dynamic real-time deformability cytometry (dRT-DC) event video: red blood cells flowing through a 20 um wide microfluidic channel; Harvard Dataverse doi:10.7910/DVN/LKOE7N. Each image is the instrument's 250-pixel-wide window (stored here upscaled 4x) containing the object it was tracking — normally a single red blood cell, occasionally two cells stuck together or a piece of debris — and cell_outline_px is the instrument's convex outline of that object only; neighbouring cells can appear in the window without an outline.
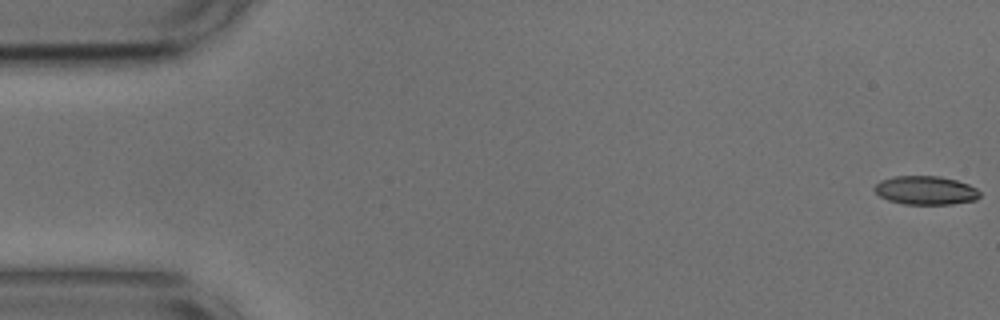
{"species": "common noctule bat (a hibernating species)", "species_latin": "Nyctalus noctula", "temperature_condition": "cold", "stored_images_in_passage": 54, "camera_frame_rate_fps": 3000, "um_per_image_px": 0.085, "animal": {"sex": "male", "body_mass_g": 17.9, "forearm_length_mm": 54.2}, "frame": {"image": 1, "passage_image": 1, "time_ms": 0.0, "image_size_px": [1000, 320], "cell_outline_px": [[980, 196], [976, 200], [952, 204], [904, 204], [888, 200], [880, 196], [872, 188], [880, 180], [896, 176], [940, 176], [956, 180], [968, 184], [976, 188], [980, 192]], "centroid_in_image_um": [78.68, 16.18], "position_along_channel_um": 6.3, "area_um2": 17.63}}
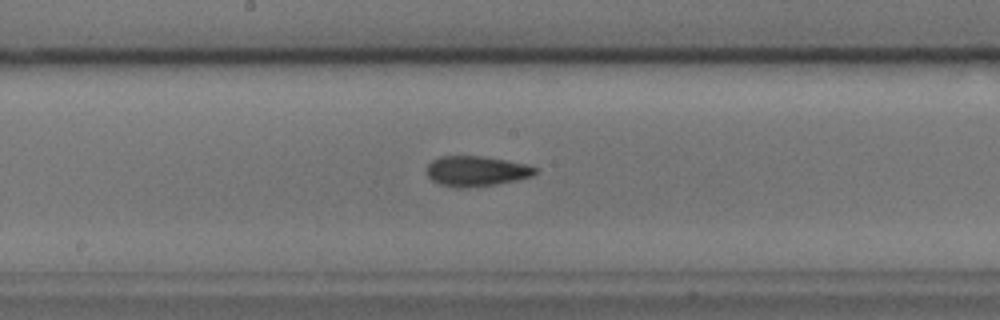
{"frame": {"image": 2, "passage_image": 28, "time_ms": 9.0, "image_size_px": [1000, 320], "cell_outline_px": [[540, 172], [532, 176], [516, 180], [496, 184], [460, 188], [440, 184], [432, 180], [428, 176], [428, 164], [432, 160], [440, 156], [484, 156], [528, 164], [536, 168]], "centroid_in_image_um": [40.53, 14.53], "position_along_channel_um": 207.7, "area_um2": 19.07}}
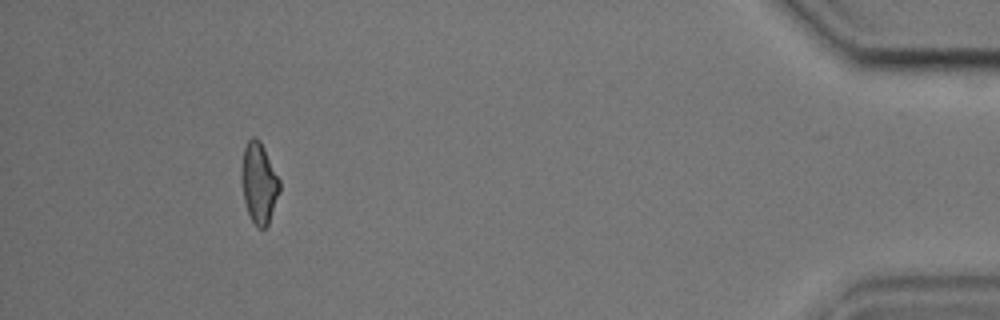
{"frame": {"image": 3, "passage_image": 50, "time_ms": 16.333, "image_size_px": [1000, 320], "cell_outline_px": [[280, 192], [268, 224], [264, 228], [256, 228], [248, 212], [244, 200], [240, 176], [240, 172], [244, 148], [248, 140], [252, 136], [256, 136], [260, 140], [280, 180]], "centroid_in_image_um": [22.0, 15.54], "position_along_channel_um": 413.2, "area_um2": 18.03}, "authors_computed_cell_mechanics": {"area_um2": 18.496, "velocity_mm_per_s": 3.6891, "shape_relaxation_time_tau1_ms": null, "shape_relaxation_time_tau2_ms": 2.3598, "deformation_change_tau1": null, "deformation_change_tau2": 0.0889}}